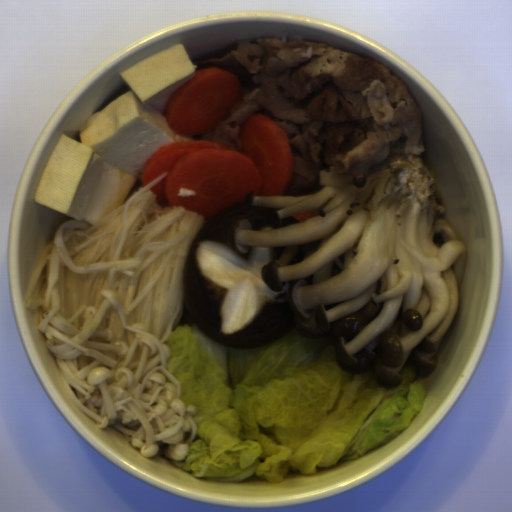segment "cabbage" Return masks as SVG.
<instances>
[{"label": "cabbage", "mask_w": 512, "mask_h": 512, "mask_svg": "<svg viewBox=\"0 0 512 512\" xmlns=\"http://www.w3.org/2000/svg\"><path fill=\"white\" fill-rule=\"evenodd\" d=\"M167 371L184 408L194 406L196 432L181 461L193 478L283 482L291 471L317 474L389 443L421 413L426 391L416 364L382 388L374 366L351 375L335 344L306 338L294 326L277 341L230 348L202 333L184 301L169 337Z\"/></svg>", "instance_id": "cabbage-1"}]
</instances>
